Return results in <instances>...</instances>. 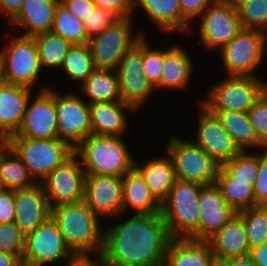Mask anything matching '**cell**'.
<instances>
[{
  "mask_svg": "<svg viewBox=\"0 0 267 266\" xmlns=\"http://www.w3.org/2000/svg\"><path fill=\"white\" fill-rule=\"evenodd\" d=\"M243 29L267 33V0H232Z\"/></svg>",
  "mask_w": 267,
  "mask_h": 266,
  "instance_id": "cell-38",
  "label": "cell"
},
{
  "mask_svg": "<svg viewBox=\"0 0 267 266\" xmlns=\"http://www.w3.org/2000/svg\"><path fill=\"white\" fill-rule=\"evenodd\" d=\"M146 36L142 38V69L144 76L155 87L160 82L162 68L164 64V46L155 48ZM154 47V48H153Z\"/></svg>",
  "mask_w": 267,
  "mask_h": 266,
  "instance_id": "cell-40",
  "label": "cell"
},
{
  "mask_svg": "<svg viewBox=\"0 0 267 266\" xmlns=\"http://www.w3.org/2000/svg\"><path fill=\"white\" fill-rule=\"evenodd\" d=\"M267 52V33L257 29H242L217 51L223 72L227 76L261 77L259 67ZM258 71V72H257ZM257 72V73H256Z\"/></svg>",
  "mask_w": 267,
  "mask_h": 266,
  "instance_id": "cell-7",
  "label": "cell"
},
{
  "mask_svg": "<svg viewBox=\"0 0 267 266\" xmlns=\"http://www.w3.org/2000/svg\"><path fill=\"white\" fill-rule=\"evenodd\" d=\"M33 37L44 73H46V69H50V72H55L57 69L58 73L63 59L73 44L51 31L40 33Z\"/></svg>",
  "mask_w": 267,
  "mask_h": 266,
  "instance_id": "cell-35",
  "label": "cell"
},
{
  "mask_svg": "<svg viewBox=\"0 0 267 266\" xmlns=\"http://www.w3.org/2000/svg\"><path fill=\"white\" fill-rule=\"evenodd\" d=\"M92 266H102L97 260H92Z\"/></svg>",
  "mask_w": 267,
  "mask_h": 266,
  "instance_id": "cell-56",
  "label": "cell"
},
{
  "mask_svg": "<svg viewBox=\"0 0 267 266\" xmlns=\"http://www.w3.org/2000/svg\"><path fill=\"white\" fill-rule=\"evenodd\" d=\"M206 91L197 103L208 111L248 112L262 95V77L226 75Z\"/></svg>",
  "mask_w": 267,
  "mask_h": 266,
  "instance_id": "cell-9",
  "label": "cell"
},
{
  "mask_svg": "<svg viewBox=\"0 0 267 266\" xmlns=\"http://www.w3.org/2000/svg\"><path fill=\"white\" fill-rule=\"evenodd\" d=\"M123 213H161V203L150 192L141 174L133 168L122 177ZM133 210V211H132Z\"/></svg>",
  "mask_w": 267,
  "mask_h": 266,
  "instance_id": "cell-29",
  "label": "cell"
},
{
  "mask_svg": "<svg viewBox=\"0 0 267 266\" xmlns=\"http://www.w3.org/2000/svg\"><path fill=\"white\" fill-rule=\"evenodd\" d=\"M167 138L165 151L172 160L176 179L204 186L215 183L220 166L208 153L190 138L178 134Z\"/></svg>",
  "mask_w": 267,
  "mask_h": 266,
  "instance_id": "cell-11",
  "label": "cell"
},
{
  "mask_svg": "<svg viewBox=\"0 0 267 266\" xmlns=\"http://www.w3.org/2000/svg\"><path fill=\"white\" fill-rule=\"evenodd\" d=\"M249 256L256 266H267V241L250 248Z\"/></svg>",
  "mask_w": 267,
  "mask_h": 266,
  "instance_id": "cell-50",
  "label": "cell"
},
{
  "mask_svg": "<svg viewBox=\"0 0 267 266\" xmlns=\"http://www.w3.org/2000/svg\"><path fill=\"white\" fill-rule=\"evenodd\" d=\"M15 220L27 235L51 217V206L41 183L14 190Z\"/></svg>",
  "mask_w": 267,
  "mask_h": 266,
  "instance_id": "cell-20",
  "label": "cell"
},
{
  "mask_svg": "<svg viewBox=\"0 0 267 266\" xmlns=\"http://www.w3.org/2000/svg\"><path fill=\"white\" fill-rule=\"evenodd\" d=\"M36 183L21 159L5 142H1L0 187L17 190L32 187Z\"/></svg>",
  "mask_w": 267,
  "mask_h": 266,
  "instance_id": "cell-32",
  "label": "cell"
},
{
  "mask_svg": "<svg viewBox=\"0 0 267 266\" xmlns=\"http://www.w3.org/2000/svg\"><path fill=\"white\" fill-rule=\"evenodd\" d=\"M23 266H74L81 259L70 249L56 222L50 217L33 232L25 235Z\"/></svg>",
  "mask_w": 267,
  "mask_h": 266,
  "instance_id": "cell-8",
  "label": "cell"
},
{
  "mask_svg": "<svg viewBox=\"0 0 267 266\" xmlns=\"http://www.w3.org/2000/svg\"><path fill=\"white\" fill-rule=\"evenodd\" d=\"M0 266H23L21 259L14 254L0 251Z\"/></svg>",
  "mask_w": 267,
  "mask_h": 266,
  "instance_id": "cell-51",
  "label": "cell"
},
{
  "mask_svg": "<svg viewBox=\"0 0 267 266\" xmlns=\"http://www.w3.org/2000/svg\"><path fill=\"white\" fill-rule=\"evenodd\" d=\"M0 47V74L4 82L26 86L36 91L47 90L51 84L39 86L43 69L34 37L14 34ZM9 41V42H7ZM42 73V74H41ZM36 85V87H34Z\"/></svg>",
  "mask_w": 267,
  "mask_h": 266,
  "instance_id": "cell-4",
  "label": "cell"
},
{
  "mask_svg": "<svg viewBox=\"0 0 267 266\" xmlns=\"http://www.w3.org/2000/svg\"><path fill=\"white\" fill-rule=\"evenodd\" d=\"M124 137L91 134L83 140L75 148V154L79 157L86 175L123 177L132 170L136 154L131 153L129 143Z\"/></svg>",
  "mask_w": 267,
  "mask_h": 266,
  "instance_id": "cell-3",
  "label": "cell"
},
{
  "mask_svg": "<svg viewBox=\"0 0 267 266\" xmlns=\"http://www.w3.org/2000/svg\"><path fill=\"white\" fill-rule=\"evenodd\" d=\"M140 9L159 34H189L191 25L182 17L179 0H136L135 13Z\"/></svg>",
  "mask_w": 267,
  "mask_h": 266,
  "instance_id": "cell-24",
  "label": "cell"
},
{
  "mask_svg": "<svg viewBox=\"0 0 267 266\" xmlns=\"http://www.w3.org/2000/svg\"><path fill=\"white\" fill-rule=\"evenodd\" d=\"M51 32L72 44H87L89 42L83 21L75 17L60 2L55 11Z\"/></svg>",
  "mask_w": 267,
  "mask_h": 266,
  "instance_id": "cell-36",
  "label": "cell"
},
{
  "mask_svg": "<svg viewBox=\"0 0 267 266\" xmlns=\"http://www.w3.org/2000/svg\"><path fill=\"white\" fill-rule=\"evenodd\" d=\"M25 234L15 222L0 223V251L17 255L22 259Z\"/></svg>",
  "mask_w": 267,
  "mask_h": 266,
  "instance_id": "cell-41",
  "label": "cell"
},
{
  "mask_svg": "<svg viewBox=\"0 0 267 266\" xmlns=\"http://www.w3.org/2000/svg\"><path fill=\"white\" fill-rule=\"evenodd\" d=\"M95 70L92 53L87 44H73L58 70L71 84L81 85Z\"/></svg>",
  "mask_w": 267,
  "mask_h": 266,
  "instance_id": "cell-34",
  "label": "cell"
},
{
  "mask_svg": "<svg viewBox=\"0 0 267 266\" xmlns=\"http://www.w3.org/2000/svg\"><path fill=\"white\" fill-rule=\"evenodd\" d=\"M86 172L74 154L41 182L51 207L84 201Z\"/></svg>",
  "mask_w": 267,
  "mask_h": 266,
  "instance_id": "cell-15",
  "label": "cell"
},
{
  "mask_svg": "<svg viewBox=\"0 0 267 266\" xmlns=\"http://www.w3.org/2000/svg\"><path fill=\"white\" fill-rule=\"evenodd\" d=\"M148 157L149 160L141 162L135 160L134 168L141 174L150 192L162 203L168 196L176 181L175 170L168 153Z\"/></svg>",
  "mask_w": 267,
  "mask_h": 266,
  "instance_id": "cell-26",
  "label": "cell"
},
{
  "mask_svg": "<svg viewBox=\"0 0 267 266\" xmlns=\"http://www.w3.org/2000/svg\"><path fill=\"white\" fill-rule=\"evenodd\" d=\"M72 91V92H71ZM55 88L58 137L74 149L92 134L89 104L76 91Z\"/></svg>",
  "mask_w": 267,
  "mask_h": 266,
  "instance_id": "cell-13",
  "label": "cell"
},
{
  "mask_svg": "<svg viewBox=\"0 0 267 266\" xmlns=\"http://www.w3.org/2000/svg\"><path fill=\"white\" fill-rule=\"evenodd\" d=\"M116 73L122 101L131 105L137 113L145 109L150 98L155 97L156 89L143 74L142 39L121 58Z\"/></svg>",
  "mask_w": 267,
  "mask_h": 266,
  "instance_id": "cell-14",
  "label": "cell"
},
{
  "mask_svg": "<svg viewBox=\"0 0 267 266\" xmlns=\"http://www.w3.org/2000/svg\"><path fill=\"white\" fill-rule=\"evenodd\" d=\"M9 137L50 139L58 137V121L55 107L54 85L43 91H36L30 98L22 124Z\"/></svg>",
  "mask_w": 267,
  "mask_h": 266,
  "instance_id": "cell-16",
  "label": "cell"
},
{
  "mask_svg": "<svg viewBox=\"0 0 267 266\" xmlns=\"http://www.w3.org/2000/svg\"><path fill=\"white\" fill-rule=\"evenodd\" d=\"M257 206H267V149L259 150V170L254 185Z\"/></svg>",
  "mask_w": 267,
  "mask_h": 266,
  "instance_id": "cell-44",
  "label": "cell"
},
{
  "mask_svg": "<svg viewBox=\"0 0 267 266\" xmlns=\"http://www.w3.org/2000/svg\"><path fill=\"white\" fill-rule=\"evenodd\" d=\"M120 18L113 12H109L99 7H95L87 16L84 18L83 23L86 28L87 38L90 40L94 36L101 33L106 27L111 26Z\"/></svg>",
  "mask_w": 267,
  "mask_h": 266,
  "instance_id": "cell-42",
  "label": "cell"
},
{
  "mask_svg": "<svg viewBox=\"0 0 267 266\" xmlns=\"http://www.w3.org/2000/svg\"><path fill=\"white\" fill-rule=\"evenodd\" d=\"M262 95L267 100V79L262 76Z\"/></svg>",
  "mask_w": 267,
  "mask_h": 266,
  "instance_id": "cell-53",
  "label": "cell"
},
{
  "mask_svg": "<svg viewBox=\"0 0 267 266\" xmlns=\"http://www.w3.org/2000/svg\"><path fill=\"white\" fill-rule=\"evenodd\" d=\"M198 201L199 241H208L238 213L228 204L215 183L201 188Z\"/></svg>",
  "mask_w": 267,
  "mask_h": 266,
  "instance_id": "cell-19",
  "label": "cell"
},
{
  "mask_svg": "<svg viewBox=\"0 0 267 266\" xmlns=\"http://www.w3.org/2000/svg\"><path fill=\"white\" fill-rule=\"evenodd\" d=\"M4 142L26 165L37 183H41L57 166L64 164L75 154V149L59 137L50 139L8 137Z\"/></svg>",
  "mask_w": 267,
  "mask_h": 266,
  "instance_id": "cell-6",
  "label": "cell"
},
{
  "mask_svg": "<svg viewBox=\"0 0 267 266\" xmlns=\"http://www.w3.org/2000/svg\"><path fill=\"white\" fill-rule=\"evenodd\" d=\"M173 44L175 45L164 47V64L160 82L155 86L156 91L187 90L193 81V71L196 67L193 57L179 43Z\"/></svg>",
  "mask_w": 267,
  "mask_h": 266,
  "instance_id": "cell-22",
  "label": "cell"
},
{
  "mask_svg": "<svg viewBox=\"0 0 267 266\" xmlns=\"http://www.w3.org/2000/svg\"><path fill=\"white\" fill-rule=\"evenodd\" d=\"M135 21V17L120 18L89 40L88 45L95 69L116 70L125 53L130 51L144 36L149 38L143 28L135 29Z\"/></svg>",
  "mask_w": 267,
  "mask_h": 266,
  "instance_id": "cell-10",
  "label": "cell"
},
{
  "mask_svg": "<svg viewBox=\"0 0 267 266\" xmlns=\"http://www.w3.org/2000/svg\"><path fill=\"white\" fill-rule=\"evenodd\" d=\"M197 121L195 136L192 141L208 153L221 166L224 162L236 156L240 149L233 138L223 128L221 122L200 103L196 109Z\"/></svg>",
  "mask_w": 267,
  "mask_h": 266,
  "instance_id": "cell-17",
  "label": "cell"
},
{
  "mask_svg": "<svg viewBox=\"0 0 267 266\" xmlns=\"http://www.w3.org/2000/svg\"><path fill=\"white\" fill-rule=\"evenodd\" d=\"M182 17L193 27L195 20L211 5L219 0H179Z\"/></svg>",
  "mask_w": 267,
  "mask_h": 266,
  "instance_id": "cell-46",
  "label": "cell"
},
{
  "mask_svg": "<svg viewBox=\"0 0 267 266\" xmlns=\"http://www.w3.org/2000/svg\"><path fill=\"white\" fill-rule=\"evenodd\" d=\"M218 118L223 128L233 138L240 151L265 150L267 147L257 138L248 112L209 111Z\"/></svg>",
  "mask_w": 267,
  "mask_h": 266,
  "instance_id": "cell-31",
  "label": "cell"
},
{
  "mask_svg": "<svg viewBox=\"0 0 267 266\" xmlns=\"http://www.w3.org/2000/svg\"><path fill=\"white\" fill-rule=\"evenodd\" d=\"M15 220L14 190L0 189V223H10Z\"/></svg>",
  "mask_w": 267,
  "mask_h": 266,
  "instance_id": "cell-47",
  "label": "cell"
},
{
  "mask_svg": "<svg viewBox=\"0 0 267 266\" xmlns=\"http://www.w3.org/2000/svg\"><path fill=\"white\" fill-rule=\"evenodd\" d=\"M3 82V79L1 78V74H0V84Z\"/></svg>",
  "mask_w": 267,
  "mask_h": 266,
  "instance_id": "cell-57",
  "label": "cell"
},
{
  "mask_svg": "<svg viewBox=\"0 0 267 266\" xmlns=\"http://www.w3.org/2000/svg\"><path fill=\"white\" fill-rule=\"evenodd\" d=\"M245 224L249 247L267 241V206H256L237 213Z\"/></svg>",
  "mask_w": 267,
  "mask_h": 266,
  "instance_id": "cell-39",
  "label": "cell"
},
{
  "mask_svg": "<svg viewBox=\"0 0 267 266\" xmlns=\"http://www.w3.org/2000/svg\"><path fill=\"white\" fill-rule=\"evenodd\" d=\"M257 138L267 147V100L263 95L248 111Z\"/></svg>",
  "mask_w": 267,
  "mask_h": 266,
  "instance_id": "cell-43",
  "label": "cell"
},
{
  "mask_svg": "<svg viewBox=\"0 0 267 266\" xmlns=\"http://www.w3.org/2000/svg\"><path fill=\"white\" fill-rule=\"evenodd\" d=\"M84 202L103 219L119 216L123 213L122 177L86 175Z\"/></svg>",
  "mask_w": 267,
  "mask_h": 266,
  "instance_id": "cell-18",
  "label": "cell"
},
{
  "mask_svg": "<svg viewBox=\"0 0 267 266\" xmlns=\"http://www.w3.org/2000/svg\"><path fill=\"white\" fill-rule=\"evenodd\" d=\"M92 134L100 136H124L130 130V114L137 111L124 102L89 104Z\"/></svg>",
  "mask_w": 267,
  "mask_h": 266,
  "instance_id": "cell-23",
  "label": "cell"
},
{
  "mask_svg": "<svg viewBox=\"0 0 267 266\" xmlns=\"http://www.w3.org/2000/svg\"><path fill=\"white\" fill-rule=\"evenodd\" d=\"M32 88L7 82L0 84V141L4 142L20 128Z\"/></svg>",
  "mask_w": 267,
  "mask_h": 266,
  "instance_id": "cell-21",
  "label": "cell"
},
{
  "mask_svg": "<svg viewBox=\"0 0 267 266\" xmlns=\"http://www.w3.org/2000/svg\"><path fill=\"white\" fill-rule=\"evenodd\" d=\"M51 218L70 249L81 260H97L103 250V218L84 201L51 207ZM100 222V223H99Z\"/></svg>",
  "mask_w": 267,
  "mask_h": 266,
  "instance_id": "cell-2",
  "label": "cell"
},
{
  "mask_svg": "<svg viewBox=\"0 0 267 266\" xmlns=\"http://www.w3.org/2000/svg\"><path fill=\"white\" fill-rule=\"evenodd\" d=\"M60 3L82 21L96 7L91 0H60Z\"/></svg>",
  "mask_w": 267,
  "mask_h": 266,
  "instance_id": "cell-48",
  "label": "cell"
},
{
  "mask_svg": "<svg viewBox=\"0 0 267 266\" xmlns=\"http://www.w3.org/2000/svg\"><path fill=\"white\" fill-rule=\"evenodd\" d=\"M23 3L24 0H0V14L4 19L6 17L8 24L21 10Z\"/></svg>",
  "mask_w": 267,
  "mask_h": 266,
  "instance_id": "cell-49",
  "label": "cell"
},
{
  "mask_svg": "<svg viewBox=\"0 0 267 266\" xmlns=\"http://www.w3.org/2000/svg\"><path fill=\"white\" fill-rule=\"evenodd\" d=\"M216 259L208 241L173 238L162 266H211Z\"/></svg>",
  "mask_w": 267,
  "mask_h": 266,
  "instance_id": "cell-27",
  "label": "cell"
},
{
  "mask_svg": "<svg viewBox=\"0 0 267 266\" xmlns=\"http://www.w3.org/2000/svg\"><path fill=\"white\" fill-rule=\"evenodd\" d=\"M198 21V22H197ZM200 22V23H199ZM198 23L199 25H196ZM196 30L189 31L195 36L207 51L220 50L242 29L241 20L237 15L236 7L232 0H219L209 6L193 23ZM198 26V27H197Z\"/></svg>",
  "mask_w": 267,
  "mask_h": 266,
  "instance_id": "cell-12",
  "label": "cell"
},
{
  "mask_svg": "<svg viewBox=\"0 0 267 266\" xmlns=\"http://www.w3.org/2000/svg\"><path fill=\"white\" fill-rule=\"evenodd\" d=\"M129 215L110 218L114 223L105 227L104 246L97 261L102 266H162L173 238L161 213Z\"/></svg>",
  "mask_w": 267,
  "mask_h": 266,
  "instance_id": "cell-1",
  "label": "cell"
},
{
  "mask_svg": "<svg viewBox=\"0 0 267 266\" xmlns=\"http://www.w3.org/2000/svg\"><path fill=\"white\" fill-rule=\"evenodd\" d=\"M74 266H92V260H81Z\"/></svg>",
  "mask_w": 267,
  "mask_h": 266,
  "instance_id": "cell-54",
  "label": "cell"
},
{
  "mask_svg": "<svg viewBox=\"0 0 267 266\" xmlns=\"http://www.w3.org/2000/svg\"><path fill=\"white\" fill-rule=\"evenodd\" d=\"M223 261L227 266H256L249 255L231 257Z\"/></svg>",
  "mask_w": 267,
  "mask_h": 266,
  "instance_id": "cell-52",
  "label": "cell"
},
{
  "mask_svg": "<svg viewBox=\"0 0 267 266\" xmlns=\"http://www.w3.org/2000/svg\"><path fill=\"white\" fill-rule=\"evenodd\" d=\"M204 185L176 179L161 203V215L172 238L199 241V194Z\"/></svg>",
  "mask_w": 267,
  "mask_h": 266,
  "instance_id": "cell-5",
  "label": "cell"
},
{
  "mask_svg": "<svg viewBox=\"0 0 267 266\" xmlns=\"http://www.w3.org/2000/svg\"><path fill=\"white\" fill-rule=\"evenodd\" d=\"M216 186L228 204L236 211L256 207L254 188L250 182H241L232 178L221 166L218 169Z\"/></svg>",
  "mask_w": 267,
  "mask_h": 266,
  "instance_id": "cell-33",
  "label": "cell"
},
{
  "mask_svg": "<svg viewBox=\"0 0 267 266\" xmlns=\"http://www.w3.org/2000/svg\"><path fill=\"white\" fill-rule=\"evenodd\" d=\"M96 7L113 12L119 18H133L136 0H91Z\"/></svg>",
  "mask_w": 267,
  "mask_h": 266,
  "instance_id": "cell-45",
  "label": "cell"
},
{
  "mask_svg": "<svg viewBox=\"0 0 267 266\" xmlns=\"http://www.w3.org/2000/svg\"><path fill=\"white\" fill-rule=\"evenodd\" d=\"M221 167L234 179L255 185L259 170V150L240 151L236 156L224 162Z\"/></svg>",
  "mask_w": 267,
  "mask_h": 266,
  "instance_id": "cell-37",
  "label": "cell"
},
{
  "mask_svg": "<svg viewBox=\"0 0 267 266\" xmlns=\"http://www.w3.org/2000/svg\"><path fill=\"white\" fill-rule=\"evenodd\" d=\"M59 2L60 0H24L21 10L9 22L12 25L10 28L15 27L14 32L19 35L31 37L50 32Z\"/></svg>",
  "mask_w": 267,
  "mask_h": 266,
  "instance_id": "cell-25",
  "label": "cell"
},
{
  "mask_svg": "<svg viewBox=\"0 0 267 266\" xmlns=\"http://www.w3.org/2000/svg\"><path fill=\"white\" fill-rule=\"evenodd\" d=\"M76 89L88 104L123 102L116 70L95 69Z\"/></svg>",
  "mask_w": 267,
  "mask_h": 266,
  "instance_id": "cell-30",
  "label": "cell"
},
{
  "mask_svg": "<svg viewBox=\"0 0 267 266\" xmlns=\"http://www.w3.org/2000/svg\"><path fill=\"white\" fill-rule=\"evenodd\" d=\"M211 266H227L223 260L215 259Z\"/></svg>",
  "mask_w": 267,
  "mask_h": 266,
  "instance_id": "cell-55",
  "label": "cell"
},
{
  "mask_svg": "<svg viewBox=\"0 0 267 266\" xmlns=\"http://www.w3.org/2000/svg\"><path fill=\"white\" fill-rule=\"evenodd\" d=\"M216 259L246 256L250 253L243 219L236 214L209 240Z\"/></svg>",
  "mask_w": 267,
  "mask_h": 266,
  "instance_id": "cell-28",
  "label": "cell"
}]
</instances>
